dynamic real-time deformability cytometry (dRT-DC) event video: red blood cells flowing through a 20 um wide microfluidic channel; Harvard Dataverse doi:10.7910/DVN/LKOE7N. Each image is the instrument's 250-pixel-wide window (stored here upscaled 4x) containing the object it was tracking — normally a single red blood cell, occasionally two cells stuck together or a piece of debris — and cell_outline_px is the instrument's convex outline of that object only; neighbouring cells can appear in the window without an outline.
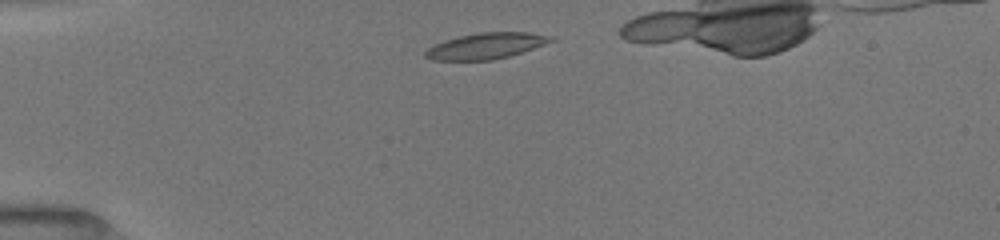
{"species": "common noctule bat (a hibernating species)", "species_latin": "Nyctalus noctula", "temperature_condition": "room temperature", "stored_images_in_passage": 12, "camera_frame_rate_fps": 3000, "um_per_image_px": 0.085, "animal": {"sex": "female", "body_mass_g": 19.5, "forearm_length_mm": 54.1}, "frame": {"image": 1, "passage_image": 3, "time_ms": 1.0, "image_size_px": [1000, 240], "cell_outline_px": [[556, 40], [508, 56], [492, 60], [432, 60], [424, 56], [424, 52], [428, 48], [444, 40], [476, 32], [528, 32], [552, 36]], "centroid_in_image_um": [41.29, 3.89], "position_along_channel_um": 43.7, "area_um2": 18.84}}
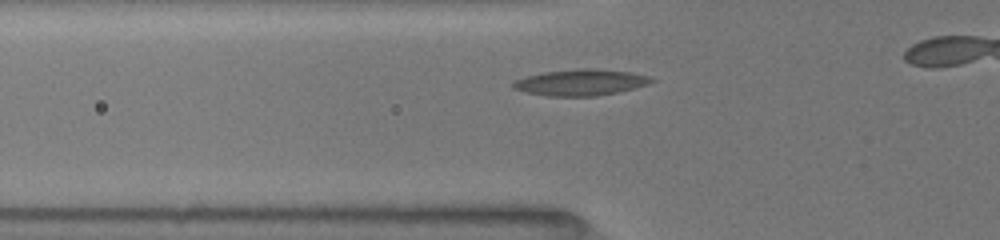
{"frame": {"image": 2, "passage_image": 6, "time_ms": 2.667, "image_size_px": [1000, 240], "cell_outline_px": [[656, 80], [648, 84], [636, 88], [596, 96], [548, 96], [524, 92], [512, 88], [512, 80], [544, 72], [580, 68], [596, 68], [632, 72], [648, 76]], "centroid_in_image_um": [49.35, 7.0], "position_along_channel_um": 76.4, "area_um2": 21.27}}
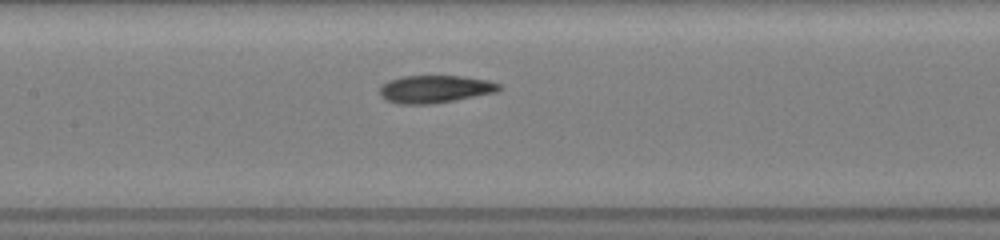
{"frame": {"image": 3, "passage_image": 9, "time_ms": 5.0, "image_size_px": [1000, 240], "cell_outline_px": [[500, 88], [496, 92], [456, 100], [432, 104], [396, 104], [384, 100], [380, 96], [380, 88], [388, 80], [404, 76], [460, 76], [488, 80], [500, 84]], "centroid_in_image_um": [36.94, 7.58], "position_along_channel_um": 170.5, "area_um2": 19.25}}